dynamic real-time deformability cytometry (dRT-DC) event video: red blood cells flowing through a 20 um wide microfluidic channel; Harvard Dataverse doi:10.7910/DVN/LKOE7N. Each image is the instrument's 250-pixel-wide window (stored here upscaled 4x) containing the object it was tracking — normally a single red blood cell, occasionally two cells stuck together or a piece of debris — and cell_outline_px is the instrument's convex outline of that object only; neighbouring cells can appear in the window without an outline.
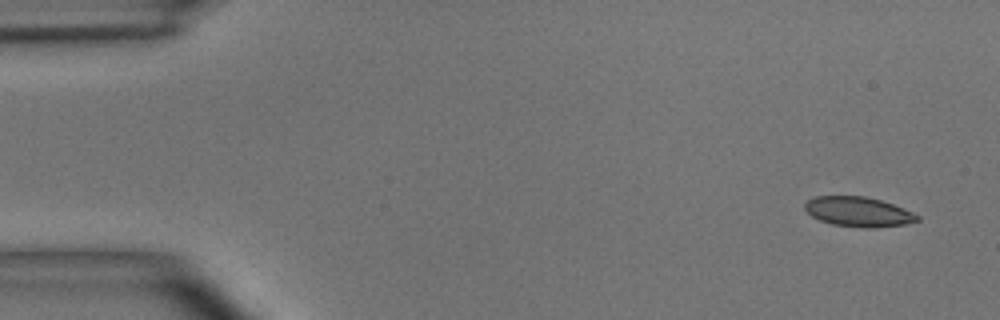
{"species": "common noctule bat (a hibernating species)", "species_latin": "Nyctalus noctula", "temperature_condition": "room temperature", "stored_images_in_passage": 5, "camera_frame_rate_fps": 3000, "um_per_image_px": 0.085, "animal": {"sex": "male", "body_mass_g": 15.6}, "frame": {"image": 1, "passage_image": 1, "time_ms": 0.0, "image_size_px": [1000, 320], "cell_outline_px": [[920, 220], [904, 224], [876, 228], [864, 228], [832, 224], [820, 220], [812, 216], [804, 208], [804, 204], [808, 200], [816, 196], [864, 196], [880, 200], [892, 204], [912, 212], [920, 216]], "centroid_in_image_um": [72.96, 18.0], "position_along_channel_um": 12.0, "area_um2": 19.42}}